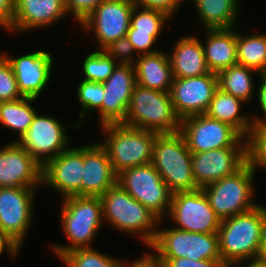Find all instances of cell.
I'll list each match as a JSON object with an SVG mask.
<instances>
[{
  "mask_svg": "<svg viewBox=\"0 0 266 267\" xmlns=\"http://www.w3.org/2000/svg\"><path fill=\"white\" fill-rule=\"evenodd\" d=\"M36 113L28 130L16 141L42 166L67 150L72 144L69 124L53 115Z\"/></svg>",
  "mask_w": 266,
  "mask_h": 267,
  "instance_id": "cell-10",
  "label": "cell"
},
{
  "mask_svg": "<svg viewBox=\"0 0 266 267\" xmlns=\"http://www.w3.org/2000/svg\"><path fill=\"white\" fill-rule=\"evenodd\" d=\"M83 167L84 144L71 146L43 166L41 187L51 189L62 199L81 196Z\"/></svg>",
  "mask_w": 266,
  "mask_h": 267,
  "instance_id": "cell-16",
  "label": "cell"
},
{
  "mask_svg": "<svg viewBox=\"0 0 266 267\" xmlns=\"http://www.w3.org/2000/svg\"><path fill=\"white\" fill-rule=\"evenodd\" d=\"M94 247L77 248L65 253L59 261L65 267H119L121 257H114Z\"/></svg>",
  "mask_w": 266,
  "mask_h": 267,
  "instance_id": "cell-32",
  "label": "cell"
},
{
  "mask_svg": "<svg viewBox=\"0 0 266 267\" xmlns=\"http://www.w3.org/2000/svg\"><path fill=\"white\" fill-rule=\"evenodd\" d=\"M135 5L159 10L170 16L172 19L177 12H180L183 3L188 2L187 0H132Z\"/></svg>",
  "mask_w": 266,
  "mask_h": 267,
  "instance_id": "cell-41",
  "label": "cell"
},
{
  "mask_svg": "<svg viewBox=\"0 0 266 267\" xmlns=\"http://www.w3.org/2000/svg\"><path fill=\"white\" fill-rule=\"evenodd\" d=\"M141 254L139 258L131 259L122 258L119 267H164V264L151 252ZM125 259V260H124Z\"/></svg>",
  "mask_w": 266,
  "mask_h": 267,
  "instance_id": "cell-43",
  "label": "cell"
},
{
  "mask_svg": "<svg viewBox=\"0 0 266 267\" xmlns=\"http://www.w3.org/2000/svg\"><path fill=\"white\" fill-rule=\"evenodd\" d=\"M164 221L159 220L156 237L148 247L157 258L222 260L218 233L189 232L169 226L164 229Z\"/></svg>",
  "mask_w": 266,
  "mask_h": 267,
  "instance_id": "cell-8",
  "label": "cell"
},
{
  "mask_svg": "<svg viewBox=\"0 0 266 267\" xmlns=\"http://www.w3.org/2000/svg\"><path fill=\"white\" fill-rule=\"evenodd\" d=\"M246 163V147H225L192 153L196 185L202 188L233 175Z\"/></svg>",
  "mask_w": 266,
  "mask_h": 267,
  "instance_id": "cell-19",
  "label": "cell"
},
{
  "mask_svg": "<svg viewBox=\"0 0 266 267\" xmlns=\"http://www.w3.org/2000/svg\"><path fill=\"white\" fill-rule=\"evenodd\" d=\"M61 203V231L68 243L48 244L58 260L73 249L94 247L93 243L104 225L100 197L70 196L63 198Z\"/></svg>",
  "mask_w": 266,
  "mask_h": 267,
  "instance_id": "cell-1",
  "label": "cell"
},
{
  "mask_svg": "<svg viewBox=\"0 0 266 267\" xmlns=\"http://www.w3.org/2000/svg\"><path fill=\"white\" fill-rule=\"evenodd\" d=\"M132 0H103L80 24L84 35L91 36L98 50H103L113 41L127 36L130 27Z\"/></svg>",
  "mask_w": 266,
  "mask_h": 267,
  "instance_id": "cell-12",
  "label": "cell"
},
{
  "mask_svg": "<svg viewBox=\"0 0 266 267\" xmlns=\"http://www.w3.org/2000/svg\"><path fill=\"white\" fill-rule=\"evenodd\" d=\"M127 38L132 43L136 54L155 53L161 49L156 48L157 39L151 33L136 32V29H129Z\"/></svg>",
  "mask_w": 266,
  "mask_h": 267,
  "instance_id": "cell-39",
  "label": "cell"
},
{
  "mask_svg": "<svg viewBox=\"0 0 266 267\" xmlns=\"http://www.w3.org/2000/svg\"><path fill=\"white\" fill-rule=\"evenodd\" d=\"M19 98H22V96L18 90L15 74L9 62L0 53V102Z\"/></svg>",
  "mask_w": 266,
  "mask_h": 267,
  "instance_id": "cell-36",
  "label": "cell"
},
{
  "mask_svg": "<svg viewBox=\"0 0 266 267\" xmlns=\"http://www.w3.org/2000/svg\"><path fill=\"white\" fill-rule=\"evenodd\" d=\"M79 84L77 86L76 90V97L78 100V103L80 104V112L78 115V120L77 122L71 124L73 126L72 128H75L76 130L82 129L83 123H88L86 118L91 120L93 119L92 117L96 116L95 118L99 119V126L102 125V102L104 98V86L103 83L99 82H93V81H88L84 79H80ZM92 111V112H91ZM97 111V115L91 114L95 113ZM86 116V117H85ZM92 116V117H91ZM85 120V121H84ZM80 121V122H78Z\"/></svg>",
  "mask_w": 266,
  "mask_h": 267,
  "instance_id": "cell-31",
  "label": "cell"
},
{
  "mask_svg": "<svg viewBox=\"0 0 266 267\" xmlns=\"http://www.w3.org/2000/svg\"><path fill=\"white\" fill-rule=\"evenodd\" d=\"M136 85L134 65L117 64L112 75L103 83L102 125L122 123Z\"/></svg>",
  "mask_w": 266,
  "mask_h": 267,
  "instance_id": "cell-21",
  "label": "cell"
},
{
  "mask_svg": "<svg viewBox=\"0 0 266 267\" xmlns=\"http://www.w3.org/2000/svg\"><path fill=\"white\" fill-rule=\"evenodd\" d=\"M66 16L65 0H14L12 34L47 30Z\"/></svg>",
  "mask_w": 266,
  "mask_h": 267,
  "instance_id": "cell-20",
  "label": "cell"
},
{
  "mask_svg": "<svg viewBox=\"0 0 266 267\" xmlns=\"http://www.w3.org/2000/svg\"><path fill=\"white\" fill-rule=\"evenodd\" d=\"M166 218L173 228L198 233H218L221 224L201 188L174 193Z\"/></svg>",
  "mask_w": 266,
  "mask_h": 267,
  "instance_id": "cell-13",
  "label": "cell"
},
{
  "mask_svg": "<svg viewBox=\"0 0 266 267\" xmlns=\"http://www.w3.org/2000/svg\"><path fill=\"white\" fill-rule=\"evenodd\" d=\"M217 89L216 73L174 78L169 93L176 115L182 120L188 116L205 114Z\"/></svg>",
  "mask_w": 266,
  "mask_h": 267,
  "instance_id": "cell-17",
  "label": "cell"
},
{
  "mask_svg": "<svg viewBox=\"0 0 266 267\" xmlns=\"http://www.w3.org/2000/svg\"><path fill=\"white\" fill-rule=\"evenodd\" d=\"M170 20L173 19L162 11L134 5L129 29H136V32L151 33L159 40L161 33L165 32L164 27H170Z\"/></svg>",
  "mask_w": 266,
  "mask_h": 267,
  "instance_id": "cell-33",
  "label": "cell"
},
{
  "mask_svg": "<svg viewBox=\"0 0 266 267\" xmlns=\"http://www.w3.org/2000/svg\"><path fill=\"white\" fill-rule=\"evenodd\" d=\"M117 64L104 50L97 49L89 52L82 61L83 78L81 79L104 83L112 75Z\"/></svg>",
  "mask_w": 266,
  "mask_h": 267,
  "instance_id": "cell-34",
  "label": "cell"
},
{
  "mask_svg": "<svg viewBox=\"0 0 266 267\" xmlns=\"http://www.w3.org/2000/svg\"><path fill=\"white\" fill-rule=\"evenodd\" d=\"M106 149L98 142L84 144V167L81 196L101 197L117 182Z\"/></svg>",
  "mask_w": 266,
  "mask_h": 267,
  "instance_id": "cell-22",
  "label": "cell"
},
{
  "mask_svg": "<svg viewBox=\"0 0 266 267\" xmlns=\"http://www.w3.org/2000/svg\"><path fill=\"white\" fill-rule=\"evenodd\" d=\"M122 124L157 134H171L180 131L181 119L174 111L169 92L136 84Z\"/></svg>",
  "mask_w": 266,
  "mask_h": 267,
  "instance_id": "cell-6",
  "label": "cell"
},
{
  "mask_svg": "<svg viewBox=\"0 0 266 267\" xmlns=\"http://www.w3.org/2000/svg\"><path fill=\"white\" fill-rule=\"evenodd\" d=\"M103 50L118 64L134 65L136 58L138 57L127 36L113 41Z\"/></svg>",
  "mask_w": 266,
  "mask_h": 267,
  "instance_id": "cell-37",
  "label": "cell"
},
{
  "mask_svg": "<svg viewBox=\"0 0 266 267\" xmlns=\"http://www.w3.org/2000/svg\"><path fill=\"white\" fill-rule=\"evenodd\" d=\"M246 139V163L256 173L266 169V126L252 127Z\"/></svg>",
  "mask_w": 266,
  "mask_h": 267,
  "instance_id": "cell-35",
  "label": "cell"
},
{
  "mask_svg": "<svg viewBox=\"0 0 266 267\" xmlns=\"http://www.w3.org/2000/svg\"><path fill=\"white\" fill-rule=\"evenodd\" d=\"M255 75L258 77L260 74L253 69L236 64L217 74L218 88L251 105L250 102H255L254 97H256L255 85L258 78ZM255 79H257L256 82Z\"/></svg>",
  "mask_w": 266,
  "mask_h": 267,
  "instance_id": "cell-28",
  "label": "cell"
},
{
  "mask_svg": "<svg viewBox=\"0 0 266 267\" xmlns=\"http://www.w3.org/2000/svg\"><path fill=\"white\" fill-rule=\"evenodd\" d=\"M205 40L202 47L210 72L220 71L238 64L236 27L230 29H202ZM204 41V42H203Z\"/></svg>",
  "mask_w": 266,
  "mask_h": 267,
  "instance_id": "cell-24",
  "label": "cell"
},
{
  "mask_svg": "<svg viewBox=\"0 0 266 267\" xmlns=\"http://www.w3.org/2000/svg\"><path fill=\"white\" fill-rule=\"evenodd\" d=\"M21 250L22 248L18 244H16L9 236L0 232V256H3V253L6 252V257L7 255H9L8 257H12L13 260V258L18 257L19 254H21Z\"/></svg>",
  "mask_w": 266,
  "mask_h": 267,
  "instance_id": "cell-45",
  "label": "cell"
},
{
  "mask_svg": "<svg viewBox=\"0 0 266 267\" xmlns=\"http://www.w3.org/2000/svg\"><path fill=\"white\" fill-rule=\"evenodd\" d=\"M228 267H266V260L257 259L233 264Z\"/></svg>",
  "mask_w": 266,
  "mask_h": 267,
  "instance_id": "cell-47",
  "label": "cell"
},
{
  "mask_svg": "<svg viewBox=\"0 0 266 267\" xmlns=\"http://www.w3.org/2000/svg\"><path fill=\"white\" fill-rule=\"evenodd\" d=\"M0 53L9 62L19 93L22 97L40 99L53 79L54 56L51 51L36 50L14 56L7 51ZM26 53V54H25Z\"/></svg>",
  "mask_w": 266,
  "mask_h": 267,
  "instance_id": "cell-15",
  "label": "cell"
},
{
  "mask_svg": "<svg viewBox=\"0 0 266 267\" xmlns=\"http://www.w3.org/2000/svg\"><path fill=\"white\" fill-rule=\"evenodd\" d=\"M256 173L245 163L233 175L202 187L216 215L226 218L252 210L260 203L255 199Z\"/></svg>",
  "mask_w": 266,
  "mask_h": 267,
  "instance_id": "cell-7",
  "label": "cell"
},
{
  "mask_svg": "<svg viewBox=\"0 0 266 267\" xmlns=\"http://www.w3.org/2000/svg\"><path fill=\"white\" fill-rule=\"evenodd\" d=\"M259 259L266 260V204L264 205V221L260 236Z\"/></svg>",
  "mask_w": 266,
  "mask_h": 267,
  "instance_id": "cell-46",
  "label": "cell"
},
{
  "mask_svg": "<svg viewBox=\"0 0 266 267\" xmlns=\"http://www.w3.org/2000/svg\"><path fill=\"white\" fill-rule=\"evenodd\" d=\"M189 1V0H188ZM191 1V2H190ZM200 21V29H230L242 14L240 0H190ZM203 27V28H202Z\"/></svg>",
  "mask_w": 266,
  "mask_h": 267,
  "instance_id": "cell-26",
  "label": "cell"
},
{
  "mask_svg": "<svg viewBox=\"0 0 266 267\" xmlns=\"http://www.w3.org/2000/svg\"><path fill=\"white\" fill-rule=\"evenodd\" d=\"M258 83L256 85V99L259 105V110L262 113H251V121L253 127L255 126H266V73L260 74L258 76ZM261 114V115H260Z\"/></svg>",
  "mask_w": 266,
  "mask_h": 267,
  "instance_id": "cell-40",
  "label": "cell"
},
{
  "mask_svg": "<svg viewBox=\"0 0 266 267\" xmlns=\"http://www.w3.org/2000/svg\"><path fill=\"white\" fill-rule=\"evenodd\" d=\"M158 259L164 267H227L222 260H193L186 257Z\"/></svg>",
  "mask_w": 266,
  "mask_h": 267,
  "instance_id": "cell-42",
  "label": "cell"
},
{
  "mask_svg": "<svg viewBox=\"0 0 266 267\" xmlns=\"http://www.w3.org/2000/svg\"><path fill=\"white\" fill-rule=\"evenodd\" d=\"M243 34L236 27L238 64L259 74L266 73V32Z\"/></svg>",
  "mask_w": 266,
  "mask_h": 267,
  "instance_id": "cell-30",
  "label": "cell"
},
{
  "mask_svg": "<svg viewBox=\"0 0 266 267\" xmlns=\"http://www.w3.org/2000/svg\"><path fill=\"white\" fill-rule=\"evenodd\" d=\"M263 221L264 204L261 203L250 211L221 220L219 251L227 267L259 259Z\"/></svg>",
  "mask_w": 266,
  "mask_h": 267,
  "instance_id": "cell-3",
  "label": "cell"
},
{
  "mask_svg": "<svg viewBox=\"0 0 266 267\" xmlns=\"http://www.w3.org/2000/svg\"><path fill=\"white\" fill-rule=\"evenodd\" d=\"M99 130L103 136L99 143L106 149L117 175L124 169L152 162L157 133L122 123L101 125Z\"/></svg>",
  "mask_w": 266,
  "mask_h": 267,
  "instance_id": "cell-4",
  "label": "cell"
},
{
  "mask_svg": "<svg viewBox=\"0 0 266 267\" xmlns=\"http://www.w3.org/2000/svg\"><path fill=\"white\" fill-rule=\"evenodd\" d=\"M35 98L22 97L17 100L1 101L0 102V125L4 129L16 132L11 142L18 141L21 136L28 130L33 121L34 116L38 111L37 107L33 106L38 102Z\"/></svg>",
  "mask_w": 266,
  "mask_h": 267,
  "instance_id": "cell-29",
  "label": "cell"
},
{
  "mask_svg": "<svg viewBox=\"0 0 266 267\" xmlns=\"http://www.w3.org/2000/svg\"><path fill=\"white\" fill-rule=\"evenodd\" d=\"M151 163L173 194L199 189L193 176L192 152L180 132L155 137Z\"/></svg>",
  "mask_w": 266,
  "mask_h": 267,
  "instance_id": "cell-5",
  "label": "cell"
},
{
  "mask_svg": "<svg viewBox=\"0 0 266 267\" xmlns=\"http://www.w3.org/2000/svg\"><path fill=\"white\" fill-rule=\"evenodd\" d=\"M117 182L159 220L166 219L173 193L152 163L124 169Z\"/></svg>",
  "mask_w": 266,
  "mask_h": 267,
  "instance_id": "cell-9",
  "label": "cell"
},
{
  "mask_svg": "<svg viewBox=\"0 0 266 267\" xmlns=\"http://www.w3.org/2000/svg\"><path fill=\"white\" fill-rule=\"evenodd\" d=\"M103 0H65L66 13L78 26Z\"/></svg>",
  "mask_w": 266,
  "mask_h": 267,
  "instance_id": "cell-38",
  "label": "cell"
},
{
  "mask_svg": "<svg viewBox=\"0 0 266 267\" xmlns=\"http://www.w3.org/2000/svg\"><path fill=\"white\" fill-rule=\"evenodd\" d=\"M103 222L120 234L137 236L148 248L154 241L159 219L116 182L100 197Z\"/></svg>",
  "mask_w": 266,
  "mask_h": 267,
  "instance_id": "cell-2",
  "label": "cell"
},
{
  "mask_svg": "<svg viewBox=\"0 0 266 267\" xmlns=\"http://www.w3.org/2000/svg\"><path fill=\"white\" fill-rule=\"evenodd\" d=\"M179 132L192 153L225 147H246V139L233 127L206 114L185 117L181 120Z\"/></svg>",
  "mask_w": 266,
  "mask_h": 267,
  "instance_id": "cell-14",
  "label": "cell"
},
{
  "mask_svg": "<svg viewBox=\"0 0 266 267\" xmlns=\"http://www.w3.org/2000/svg\"><path fill=\"white\" fill-rule=\"evenodd\" d=\"M43 166L17 142L0 147V187L42 189Z\"/></svg>",
  "mask_w": 266,
  "mask_h": 267,
  "instance_id": "cell-18",
  "label": "cell"
},
{
  "mask_svg": "<svg viewBox=\"0 0 266 267\" xmlns=\"http://www.w3.org/2000/svg\"><path fill=\"white\" fill-rule=\"evenodd\" d=\"M38 188L0 187V232L22 249L33 227ZM35 202V203H34Z\"/></svg>",
  "mask_w": 266,
  "mask_h": 267,
  "instance_id": "cell-11",
  "label": "cell"
},
{
  "mask_svg": "<svg viewBox=\"0 0 266 267\" xmlns=\"http://www.w3.org/2000/svg\"><path fill=\"white\" fill-rule=\"evenodd\" d=\"M243 106L246 108L249 105L242 99L218 88L205 114L210 118L230 125L243 138H246L253 125L250 113L248 115L247 112L242 111Z\"/></svg>",
  "mask_w": 266,
  "mask_h": 267,
  "instance_id": "cell-27",
  "label": "cell"
},
{
  "mask_svg": "<svg viewBox=\"0 0 266 267\" xmlns=\"http://www.w3.org/2000/svg\"><path fill=\"white\" fill-rule=\"evenodd\" d=\"M136 84L152 90L170 92L173 73L168 51L163 49L139 55L134 63Z\"/></svg>",
  "mask_w": 266,
  "mask_h": 267,
  "instance_id": "cell-25",
  "label": "cell"
},
{
  "mask_svg": "<svg viewBox=\"0 0 266 267\" xmlns=\"http://www.w3.org/2000/svg\"><path fill=\"white\" fill-rule=\"evenodd\" d=\"M173 42L175 44L168 55L174 78H193L210 73L201 38L199 39L196 34L186 33Z\"/></svg>",
  "mask_w": 266,
  "mask_h": 267,
  "instance_id": "cell-23",
  "label": "cell"
},
{
  "mask_svg": "<svg viewBox=\"0 0 266 267\" xmlns=\"http://www.w3.org/2000/svg\"><path fill=\"white\" fill-rule=\"evenodd\" d=\"M14 17V0H0V27L12 34Z\"/></svg>",
  "mask_w": 266,
  "mask_h": 267,
  "instance_id": "cell-44",
  "label": "cell"
}]
</instances>
